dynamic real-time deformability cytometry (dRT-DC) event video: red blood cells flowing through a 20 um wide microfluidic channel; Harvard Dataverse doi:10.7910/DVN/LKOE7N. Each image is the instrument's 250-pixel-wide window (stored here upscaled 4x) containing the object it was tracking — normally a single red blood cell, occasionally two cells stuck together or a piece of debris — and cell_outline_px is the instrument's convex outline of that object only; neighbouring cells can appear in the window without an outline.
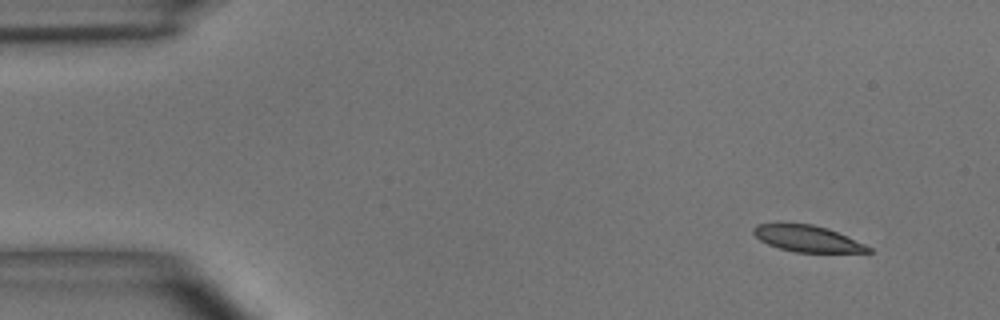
{"species": "common noctule bat (a hibernating species)", "species_latin": "Nyctalus noctula", "temperature_condition": "room temperature", "stored_images_in_passage": 4, "camera_frame_rate_fps": 3000, "um_per_image_px": 0.085, "animal": {"sex": "male", "body_mass_g": 15.6}, "frame": {"image": 1, "passage_image": 1, "time_ms": 0.0, "image_size_px": [1000, 320], "cell_outline_px": [[872, 252], [796, 252], [780, 248], [768, 244], [760, 240], [752, 232], [752, 228], [756, 224], [776, 220], [780, 220], [812, 224], [828, 228], [864, 244], [872, 248]], "centroid_in_image_um": [68.51, 20.22], "position_along_channel_um": 16.5, "area_um2": 18.21}}
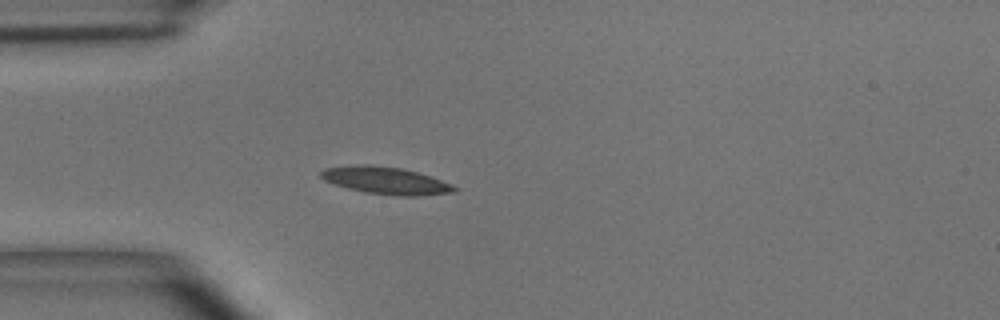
{"frame": {"image": 2, "passage_image": 4, "time_ms": 3.333, "image_size_px": [1000, 320], "cell_outline_px": [[460, 188], [456, 192], [416, 196], [396, 196], [364, 192], [348, 188], [324, 180], [320, 176], [320, 172], [324, 168], [352, 164], [368, 164], [400, 168], [416, 172], [452, 184]], "centroid_in_image_um": [32.78, 15.34], "position_along_channel_um": 52.2, "area_um2": 21.21}}